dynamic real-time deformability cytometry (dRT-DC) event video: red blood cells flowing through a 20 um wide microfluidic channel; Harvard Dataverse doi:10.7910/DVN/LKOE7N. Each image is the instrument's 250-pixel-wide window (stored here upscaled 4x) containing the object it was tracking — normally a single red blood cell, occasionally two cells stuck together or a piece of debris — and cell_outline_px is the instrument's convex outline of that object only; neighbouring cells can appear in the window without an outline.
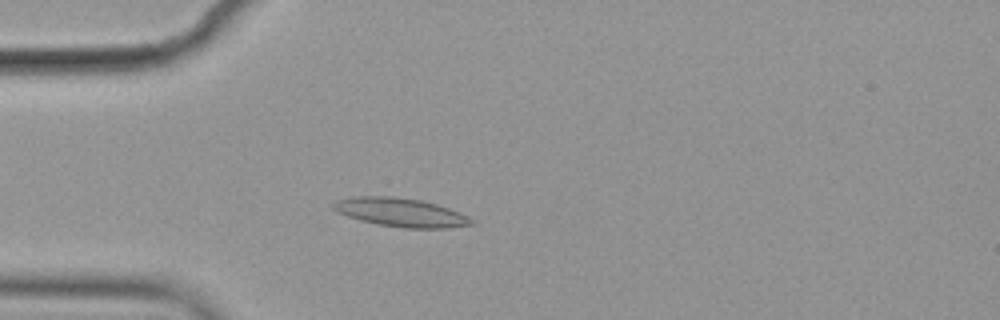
{"species": "common noctule bat (a hibernating species)", "species_latin": "Nyctalus noctula", "temperature_condition": "cold", "stored_images_in_passage": 57, "camera_frame_rate_fps": 3000, "um_per_image_px": 0.085, "animal": {"sex": "female", "body_mass_g": 19.9}, "frame": {"image": 1, "passage_image": 16, "time_ms": 5.0, "image_size_px": [1000, 320], "cell_outline_px": [[476, 224], [448, 228], [404, 228], [376, 224], [360, 220], [336, 212], [332, 208], [332, 204], [336, 200], [352, 196], [392, 196], [420, 200], [436, 204], [460, 212], [476, 220]], "centroid_in_image_um": [34.07, 18.06], "position_along_channel_um": 50.9, "area_um2": 23.29}}
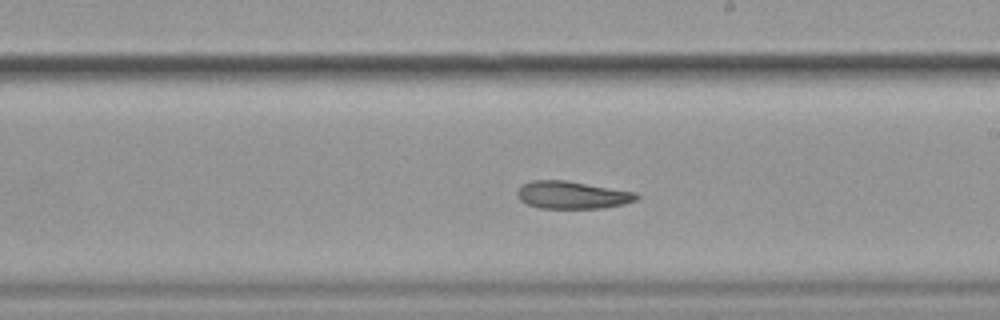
{"frame": {"image": 2, "passage_image": 33, "time_ms": 10.667, "image_size_px": [1000, 320], "cell_outline_px": [[640, 196], [636, 200], [624, 204], [604, 208], [540, 208], [528, 204], [520, 200], [516, 196], [516, 192], [520, 184], [532, 180], [564, 180], [636, 192]], "centroid_in_image_um": [48.6, 16.57], "position_along_channel_um": 240.4, "area_um2": 19.25}}
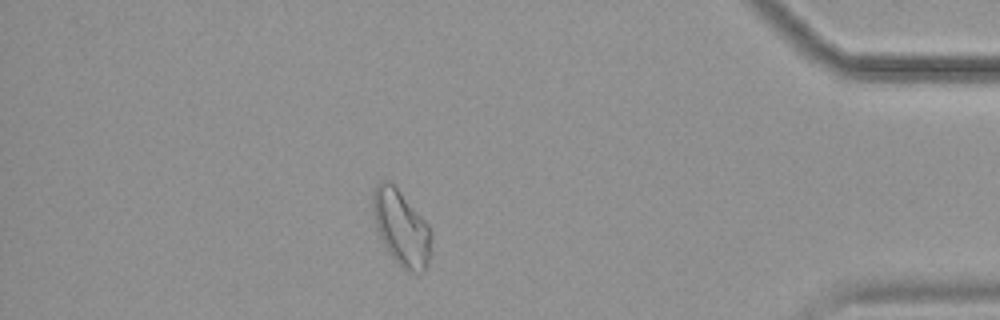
{"frame": {"image": 3, "passage_image": 50, "time_ms": 16.333, "image_size_px": [1000, 320], "cell_outline_px": [[432, 236], [428, 264], [424, 272], [412, 272], [400, 268], [388, 252], [380, 236], [376, 224], [372, 208], [372, 192], [376, 184], [380, 180], [388, 180], [396, 184], [428, 224], [432, 232]], "centroid_in_image_um": [34.11, 19.33], "position_along_channel_um": 401.1, "area_um2": 26.13}, "authors_computed_cell_mechanics": {"area_um2": 21.5594, "velocity_mm_per_s": 3.5389, "shape_relaxation_time_tau1_ms": 9.8993, "shape_relaxation_time_tau2_ms": null, "deformation_change_tau1": 0.1903, "deformation_change_tau2": null}}